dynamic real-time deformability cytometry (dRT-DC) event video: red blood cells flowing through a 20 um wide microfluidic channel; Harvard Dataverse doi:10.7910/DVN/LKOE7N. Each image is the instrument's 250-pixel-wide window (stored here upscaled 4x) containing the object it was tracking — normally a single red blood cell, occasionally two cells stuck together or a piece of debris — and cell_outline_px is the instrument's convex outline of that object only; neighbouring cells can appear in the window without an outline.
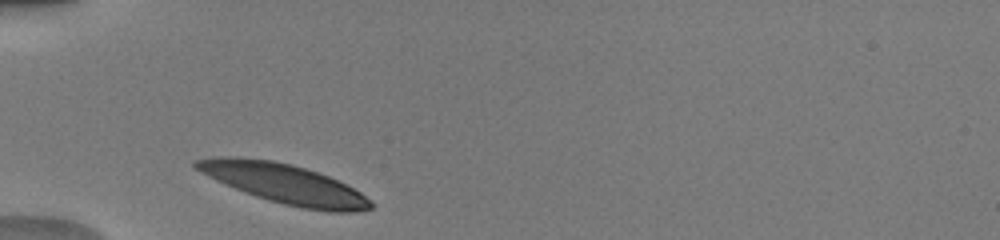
{"species": "human", "species_latin": "Homo sapiens", "temperature_condition": "warm", "stored_images_in_passage": 28, "camera_frame_rate_fps": 3000, "um_per_image_px": 0.085, "donor": {"sex": "male"}, "frame": {"image": 1, "passage_image": 1, "time_ms": 0.0, "image_size_px": [1000, 240], "cell_outline_px": [[372, 208], [360, 212], [332, 212], [300, 208], [268, 200], [244, 192], [216, 180], [192, 168], [192, 160], [216, 156], [236, 156], [272, 160], [292, 164], [328, 176], [360, 192], [372, 200]], "centroid_in_image_um": [24.12, 15.61], "position_along_channel_um": 60.9, "area_um2": 40.4}}
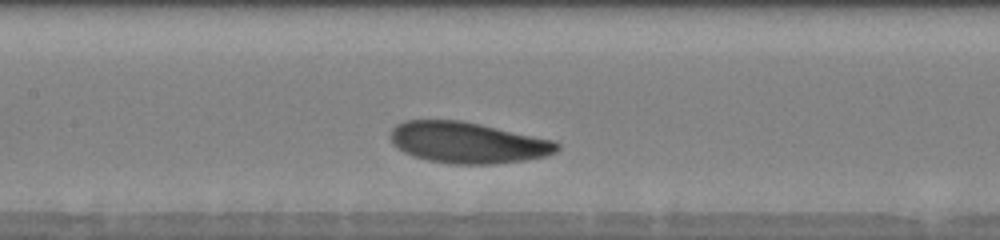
{"frame": {"image": 2, "passage_image": 10, "time_ms": 3.0, "image_size_px": [1000, 240], "cell_outline_px": [[560, 148], [556, 152], [548, 156], [528, 160], [492, 164], [452, 164], [428, 160], [412, 156], [404, 152], [392, 144], [392, 128], [396, 124], [404, 120], [460, 120], [480, 124], [552, 140], [560, 144]], "centroid_in_image_um": [39.76, 12.13], "position_along_channel_um": 167.6, "area_um2": 39.94}}
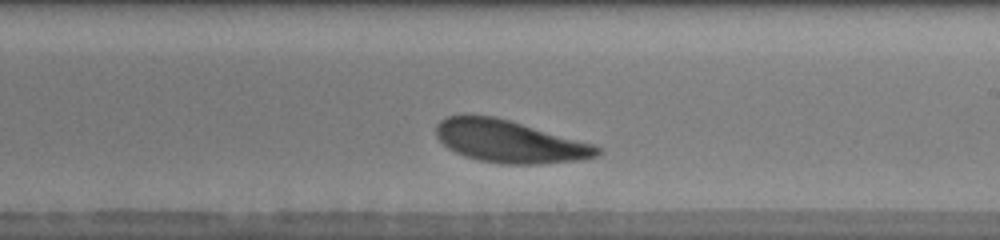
{"frame": {"image": 3, "passage_image": 16, "time_ms": 5.0, "image_size_px": [1000, 240], "cell_outline_px": [[604, 152], [600, 156], [580, 160], [540, 164], [500, 164], [480, 160], [464, 156], [448, 148], [436, 136], [436, 124], [440, 120], [448, 116], [496, 116], [592, 144], [600, 148]], "centroid_in_image_um": [43.33, 12.04], "position_along_channel_um": 245.7, "area_um2": 39.54}, "authors_computed_cell_mechanics": {"area_um2": 40.3155, "velocity_mm_per_s": 3.9175, "shape_relaxation_time_tau1_ms": 1.3951, "shape_relaxation_time_tau2_ms": 3.9517, "deformation_change_tau1": 0.1023, "deformation_change_tau2": 0.1265}}